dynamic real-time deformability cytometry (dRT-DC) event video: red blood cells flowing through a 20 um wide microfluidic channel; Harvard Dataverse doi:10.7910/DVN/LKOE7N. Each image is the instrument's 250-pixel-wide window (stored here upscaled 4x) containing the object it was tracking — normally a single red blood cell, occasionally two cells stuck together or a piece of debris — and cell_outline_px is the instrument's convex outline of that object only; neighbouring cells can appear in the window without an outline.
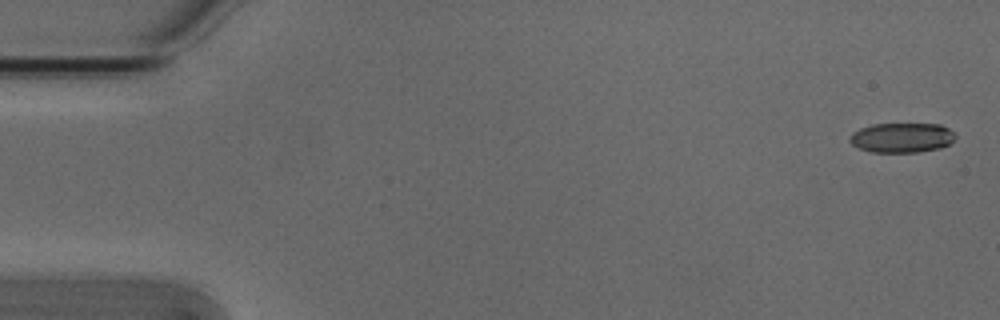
{"species": "Egyptian fruit bat (a non-hibernating species)", "species_latin": "Rousettus aegyptiacus", "temperature_condition": "cold", "stored_images_in_passage": 5, "camera_frame_rate_fps": 3000, "um_per_image_px": 0.085, "animal": {"sex": "male"}, "frame": {"image": 1, "passage_image": 1, "time_ms": 0.0, "image_size_px": [1000, 320], "cell_outline_px": [[956, 136], [948, 144], [940, 148], [916, 152], [872, 152], [860, 148], [852, 144], [848, 140], [852, 132], [860, 128], [872, 124], [940, 124], [956, 132]], "centroid_in_image_um": [76.65, 11.69], "position_along_channel_um": 8.3, "area_um2": 18.32}}
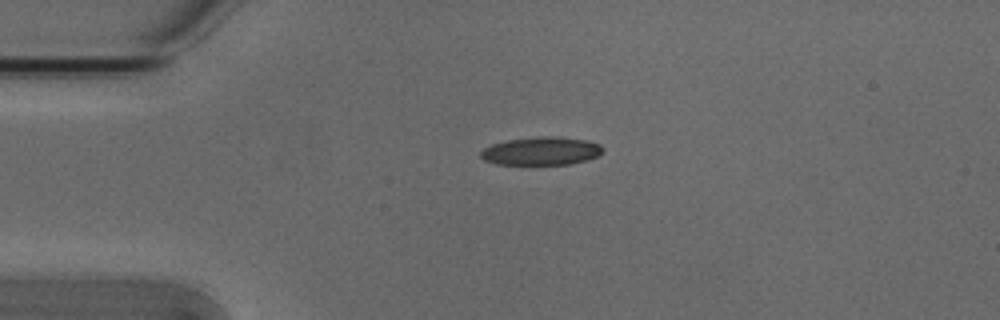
{"frame": {"image": 2, "passage_image": 4, "time_ms": 1.0, "image_size_px": [1000, 320], "cell_outline_px": [[604, 152], [600, 156], [588, 160], [568, 164], [496, 164], [484, 160], [480, 156], [480, 152], [484, 148], [492, 144], [508, 140], [536, 136], [560, 136], [588, 140], [600, 144], [604, 148]], "centroid_in_image_um": [46.07, 12.83], "position_along_channel_um": 38.9, "area_um2": 20.35}}